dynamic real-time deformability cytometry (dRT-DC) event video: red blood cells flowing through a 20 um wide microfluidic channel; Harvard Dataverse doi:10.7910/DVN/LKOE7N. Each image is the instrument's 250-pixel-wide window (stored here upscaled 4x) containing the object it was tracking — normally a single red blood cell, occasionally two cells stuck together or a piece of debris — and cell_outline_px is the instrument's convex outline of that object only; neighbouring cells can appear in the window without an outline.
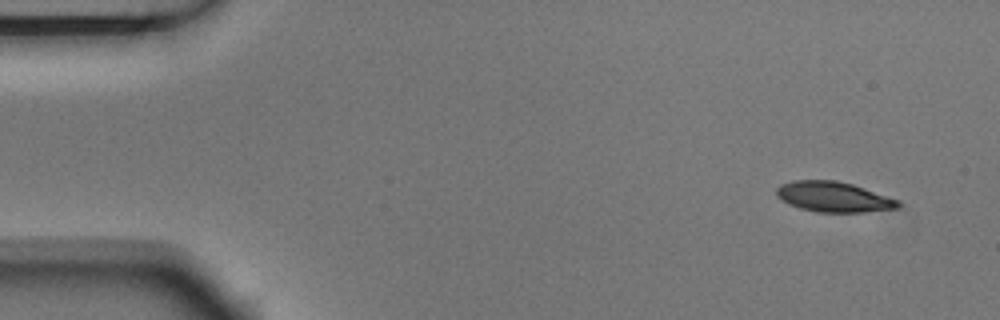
{"species": "Egyptian fruit bat (a non-hibernating species)", "species_latin": "Rousettus aegyptiacus", "temperature_condition": "room temperature", "stored_images_in_passage": 14, "camera_frame_rate_fps": 3000, "um_per_image_px": 0.085, "animal": {"sex": "male"}, "frame": {"image": 1, "passage_image": 1, "time_ms": 0.0, "image_size_px": [1000, 320], "cell_outline_px": [[900, 208], [864, 212], [816, 212], [800, 208], [788, 204], [776, 196], [776, 188], [780, 184], [792, 180], [836, 180], [852, 184], [900, 200]], "centroid_in_image_um": [70.84, 16.73], "position_along_channel_um": 14.2, "area_um2": 21.62}}
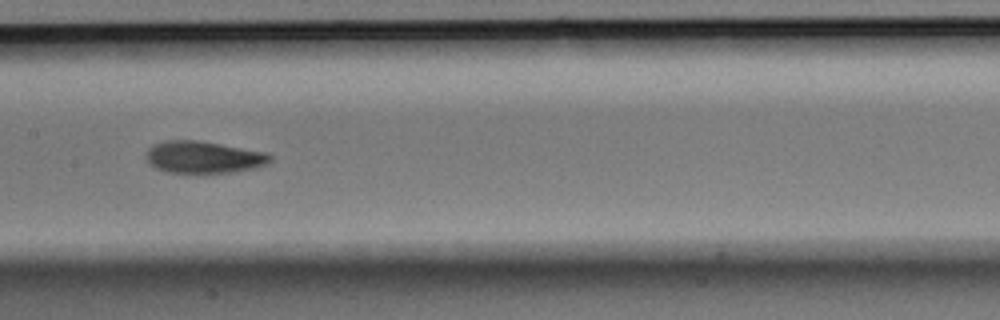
{"frame": {"image": 2, "passage_image": 7, "time_ms": 2.0, "image_size_px": [1000, 320], "cell_outline_px": [[272, 160], [268, 164], [256, 168], [236, 172], [196, 176], [168, 172], [156, 168], [144, 156], [148, 148], [152, 144], [164, 140], [196, 140], [268, 152], [272, 156]], "centroid_in_image_um": [17.32, 13.4], "position_along_channel_um": 190.1, "area_um2": 24.22}}
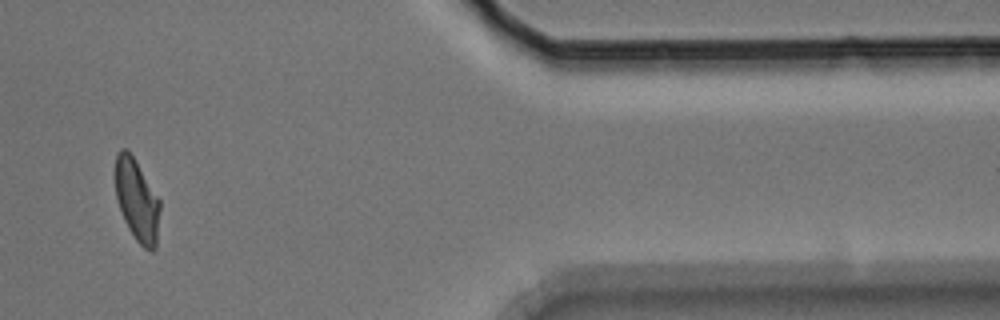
{"frame": {"image": 3, "passage_image": 12, "time_ms": 3.667, "image_size_px": [1000, 320], "cell_outline_px": [[160, 208], [156, 248], [152, 252], [144, 248], [136, 240], [128, 228], [124, 220], [116, 196], [116, 152], [120, 148], [128, 148], [160, 200]], "centroid_in_image_um": [11.65, 17.02], "position_along_channel_um": 399.8, "area_um2": 21.27}}